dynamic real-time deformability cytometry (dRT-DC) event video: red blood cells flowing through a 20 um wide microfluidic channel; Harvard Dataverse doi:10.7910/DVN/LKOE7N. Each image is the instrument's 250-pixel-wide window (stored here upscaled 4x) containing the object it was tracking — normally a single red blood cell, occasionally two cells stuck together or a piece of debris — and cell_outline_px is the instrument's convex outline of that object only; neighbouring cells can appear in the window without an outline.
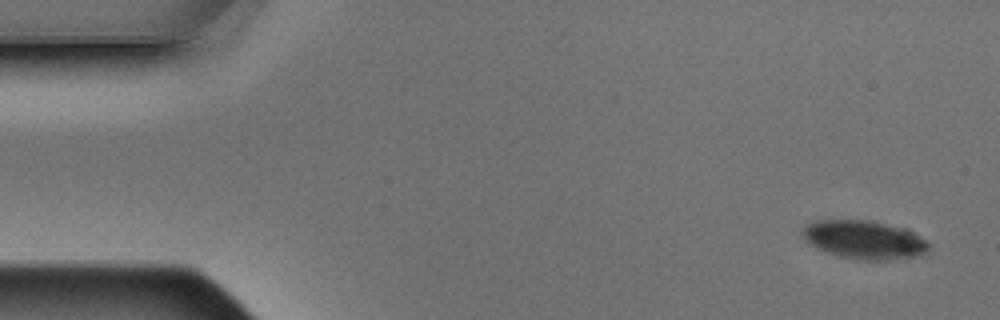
{"species": "Egyptian fruit bat (a non-hibernating species)", "species_latin": "Rousettus aegyptiacus", "temperature_condition": "warm", "stored_images_in_passage": 5, "camera_frame_rate_fps": 3000, "um_per_image_px": 0.085, "animal": {"sex": "male"}, "frame": {"image": 1, "passage_image": 1, "time_ms": 0.0, "image_size_px": [1000, 320], "cell_outline_px": [[932, 244], [928, 256], [888, 260], [860, 260], [840, 256], [828, 252], [804, 240], [800, 232], [812, 220], [868, 220], [884, 224], [912, 232], [928, 240]], "centroid_in_image_um": [73.54, 20.4], "position_along_channel_um": 11.5, "area_um2": 28.5}}
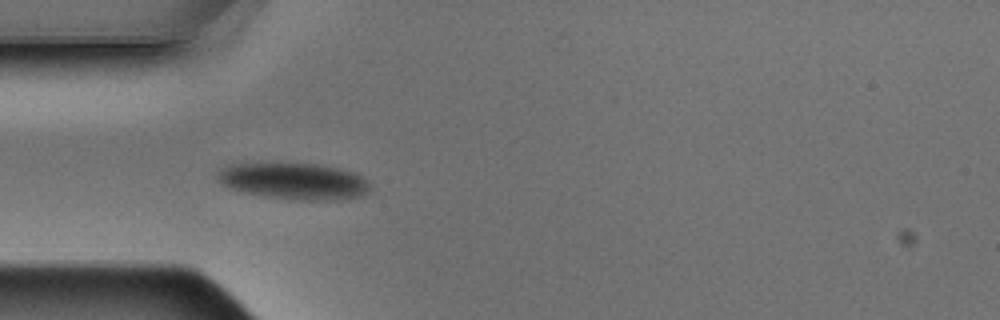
{"frame": {"image": 2, "passage_image": 4, "time_ms": 1.0, "image_size_px": [1000, 320], "cell_outline_px": [[368, 192], [360, 196], [328, 200], [288, 200], [240, 192], [228, 188], [220, 184], [216, 180], [216, 172], [220, 168], [228, 164], [316, 164], [340, 168], [356, 172], [368, 180]], "centroid_in_image_um": [24.92, 15.4], "position_along_channel_um": 60.1, "area_um2": 32.77}}
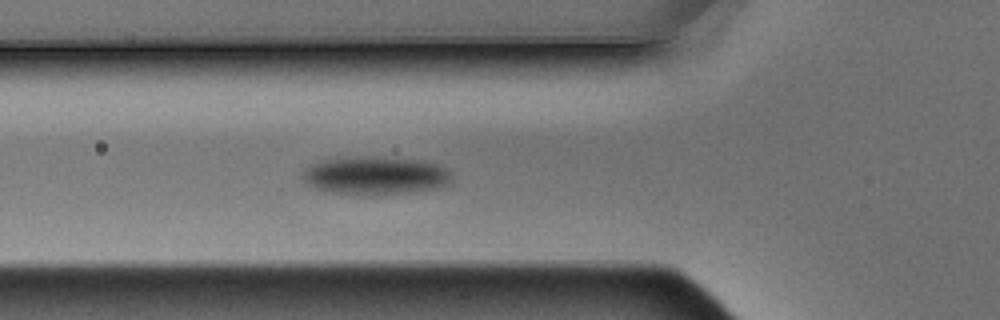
{"frame": {"image": 3, "passage_image": 5, "time_ms": 1.333, "image_size_px": [1000, 320], "cell_outline_px": [[452, 184], [440, 188], [416, 192], [372, 196], [364, 196], [332, 192], [316, 188], [308, 184], [300, 176], [300, 172], [304, 168], [320, 160], [340, 156], [360, 156], [424, 160], [448, 168], [452, 176]], "centroid_in_image_um": [31.92, 14.93], "position_along_channel_um": 93.9, "area_um2": 34.33}}